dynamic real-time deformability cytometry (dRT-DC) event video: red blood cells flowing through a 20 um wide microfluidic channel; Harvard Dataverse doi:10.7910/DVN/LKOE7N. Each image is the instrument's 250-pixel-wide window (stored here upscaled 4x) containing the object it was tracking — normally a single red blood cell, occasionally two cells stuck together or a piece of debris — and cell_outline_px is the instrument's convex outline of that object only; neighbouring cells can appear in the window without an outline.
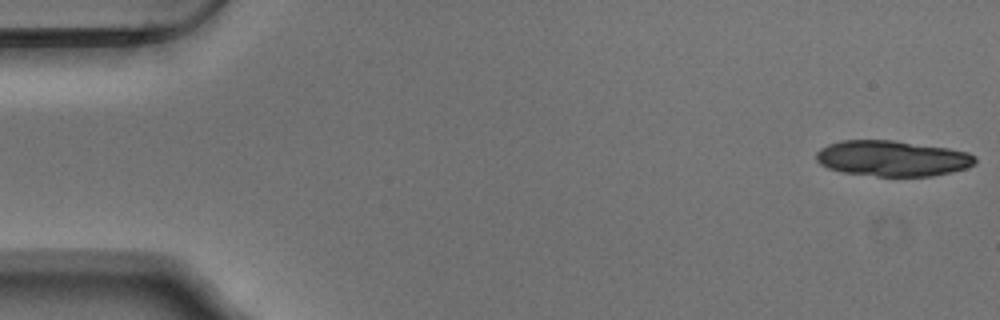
{"species": "Egyptian fruit bat (a non-hibernating species)", "species_latin": "Rousettus aegyptiacus", "temperature_condition": "warm", "stored_images_in_passage": 15, "camera_frame_rate_fps": 3000, "um_per_image_px": 0.085, "animal": {"sex": "male"}, "frame": {"image": 1, "passage_image": 1, "time_ms": 0.0, "image_size_px": [1000, 320], "cell_outline_px": [[976, 164], [968, 168], [952, 172], [932, 176], [876, 176], [844, 172], [828, 168], [820, 164], [816, 160], [816, 152], [820, 148], [828, 144], [840, 140], [892, 140], [948, 148], [968, 152], [976, 156]], "centroid_in_image_um": [75.86, 13.46], "position_along_channel_um": 9.1, "area_um2": 33.23}}